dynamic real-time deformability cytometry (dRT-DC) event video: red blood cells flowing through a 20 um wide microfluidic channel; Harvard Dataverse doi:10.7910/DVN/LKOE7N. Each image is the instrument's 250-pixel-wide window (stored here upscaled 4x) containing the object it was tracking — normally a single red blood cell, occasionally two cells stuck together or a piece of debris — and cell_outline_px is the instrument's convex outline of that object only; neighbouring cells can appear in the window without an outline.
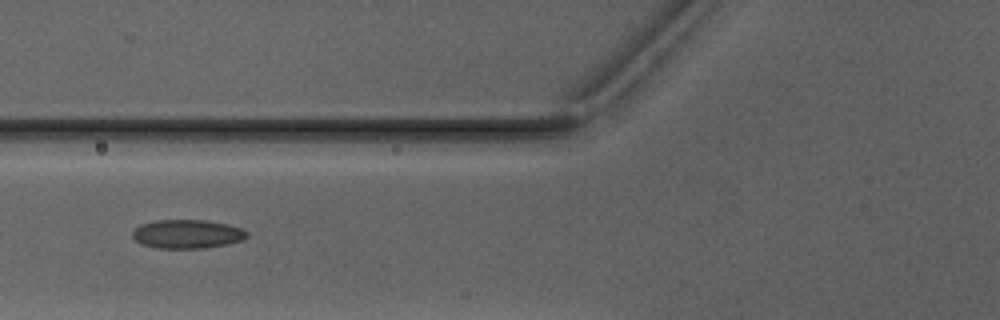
{"species": "Egyptian fruit bat (a non-hibernating species)", "species_latin": "Rousettus aegyptiacus", "temperature_condition": "warm", "stored_images_in_passage": 7, "camera_frame_rate_fps": 3000, "um_per_image_px": 0.085, "animal": {"sex": "male"}, "frame": {"image": 1, "passage_image": 6, "time_ms": 6.667, "image_size_px": [1000, 320], "cell_outline_px": [[248, 236], [240, 240], [224, 244], [204, 248], [156, 248], [140, 244], [132, 236], [132, 232], [140, 224], [156, 220], [204, 220], [224, 224], [240, 228], [248, 232]], "centroid_in_image_um": [15.85, 19.89], "position_along_channel_um": 109.9, "area_um2": 18.96}}
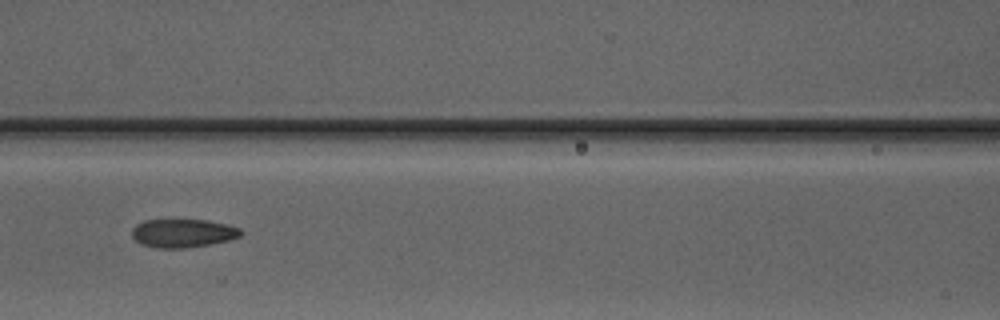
{"frame": {"image": 2, "passage_image": 7, "time_ms": 7.667, "image_size_px": [1000, 320], "cell_outline_px": [[244, 232], [240, 236], [228, 240], [208, 244], [184, 248], [156, 248], [140, 244], [132, 236], [132, 228], [136, 224], [144, 220], [208, 220], [240, 228]], "centroid_in_image_um": [15.52, 19.82], "position_along_channel_um": 151.1, "area_um2": 17.98}}